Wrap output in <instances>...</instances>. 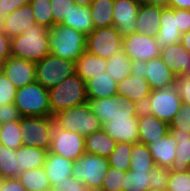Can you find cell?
<instances>
[{
    "label": "cell",
    "instance_id": "b9f144b4",
    "mask_svg": "<svg viewBox=\"0 0 190 191\" xmlns=\"http://www.w3.org/2000/svg\"><path fill=\"white\" fill-rule=\"evenodd\" d=\"M165 191H190V170L185 172L170 171Z\"/></svg>",
    "mask_w": 190,
    "mask_h": 191
},
{
    "label": "cell",
    "instance_id": "f6af8a7d",
    "mask_svg": "<svg viewBox=\"0 0 190 191\" xmlns=\"http://www.w3.org/2000/svg\"><path fill=\"white\" fill-rule=\"evenodd\" d=\"M169 173L170 171L168 168L155 165L151 171V182H149V189L155 191L166 190Z\"/></svg>",
    "mask_w": 190,
    "mask_h": 191
},
{
    "label": "cell",
    "instance_id": "816d5d0a",
    "mask_svg": "<svg viewBox=\"0 0 190 191\" xmlns=\"http://www.w3.org/2000/svg\"><path fill=\"white\" fill-rule=\"evenodd\" d=\"M177 23L181 33L190 31V10L177 9Z\"/></svg>",
    "mask_w": 190,
    "mask_h": 191
},
{
    "label": "cell",
    "instance_id": "9c48e42d",
    "mask_svg": "<svg viewBox=\"0 0 190 191\" xmlns=\"http://www.w3.org/2000/svg\"><path fill=\"white\" fill-rule=\"evenodd\" d=\"M181 103L180 95L173 84L165 88L152 90L142 109L170 124L180 111Z\"/></svg>",
    "mask_w": 190,
    "mask_h": 191
},
{
    "label": "cell",
    "instance_id": "bcb514c9",
    "mask_svg": "<svg viewBox=\"0 0 190 191\" xmlns=\"http://www.w3.org/2000/svg\"><path fill=\"white\" fill-rule=\"evenodd\" d=\"M17 88L13 83L6 77L2 75L0 77V105H6L9 103H14Z\"/></svg>",
    "mask_w": 190,
    "mask_h": 191
},
{
    "label": "cell",
    "instance_id": "603a6c76",
    "mask_svg": "<svg viewBox=\"0 0 190 191\" xmlns=\"http://www.w3.org/2000/svg\"><path fill=\"white\" fill-rule=\"evenodd\" d=\"M160 58L176 76H189L190 53L180 42L161 48Z\"/></svg>",
    "mask_w": 190,
    "mask_h": 191
},
{
    "label": "cell",
    "instance_id": "c3c4849f",
    "mask_svg": "<svg viewBox=\"0 0 190 191\" xmlns=\"http://www.w3.org/2000/svg\"><path fill=\"white\" fill-rule=\"evenodd\" d=\"M27 3L29 0H0V24L10 13Z\"/></svg>",
    "mask_w": 190,
    "mask_h": 191
},
{
    "label": "cell",
    "instance_id": "52a82bcc",
    "mask_svg": "<svg viewBox=\"0 0 190 191\" xmlns=\"http://www.w3.org/2000/svg\"><path fill=\"white\" fill-rule=\"evenodd\" d=\"M109 167L106 157L85 152L74 161L72 177L82 181L91 191H99Z\"/></svg>",
    "mask_w": 190,
    "mask_h": 191
},
{
    "label": "cell",
    "instance_id": "8fae6325",
    "mask_svg": "<svg viewBox=\"0 0 190 191\" xmlns=\"http://www.w3.org/2000/svg\"><path fill=\"white\" fill-rule=\"evenodd\" d=\"M123 37L114 26L93 29L86 36V51L109 59L122 50Z\"/></svg>",
    "mask_w": 190,
    "mask_h": 191
},
{
    "label": "cell",
    "instance_id": "74e56055",
    "mask_svg": "<svg viewBox=\"0 0 190 191\" xmlns=\"http://www.w3.org/2000/svg\"><path fill=\"white\" fill-rule=\"evenodd\" d=\"M134 143L117 142L115 149L107 157L110 167L128 171L130 169L131 149Z\"/></svg>",
    "mask_w": 190,
    "mask_h": 191
},
{
    "label": "cell",
    "instance_id": "9f6ffc18",
    "mask_svg": "<svg viewBox=\"0 0 190 191\" xmlns=\"http://www.w3.org/2000/svg\"><path fill=\"white\" fill-rule=\"evenodd\" d=\"M167 6L173 9L190 10V0H169Z\"/></svg>",
    "mask_w": 190,
    "mask_h": 191
},
{
    "label": "cell",
    "instance_id": "6da1fadb",
    "mask_svg": "<svg viewBox=\"0 0 190 191\" xmlns=\"http://www.w3.org/2000/svg\"><path fill=\"white\" fill-rule=\"evenodd\" d=\"M12 57L39 62L50 54L49 29L34 24L21 35L10 39Z\"/></svg>",
    "mask_w": 190,
    "mask_h": 191
},
{
    "label": "cell",
    "instance_id": "11a10c76",
    "mask_svg": "<svg viewBox=\"0 0 190 191\" xmlns=\"http://www.w3.org/2000/svg\"><path fill=\"white\" fill-rule=\"evenodd\" d=\"M131 70L130 74L140 77V78H145L146 77V62L143 61H131Z\"/></svg>",
    "mask_w": 190,
    "mask_h": 191
},
{
    "label": "cell",
    "instance_id": "ba28073f",
    "mask_svg": "<svg viewBox=\"0 0 190 191\" xmlns=\"http://www.w3.org/2000/svg\"><path fill=\"white\" fill-rule=\"evenodd\" d=\"M75 74V62L49 54L35 63L36 82L50 89Z\"/></svg>",
    "mask_w": 190,
    "mask_h": 191
},
{
    "label": "cell",
    "instance_id": "3957f363",
    "mask_svg": "<svg viewBox=\"0 0 190 191\" xmlns=\"http://www.w3.org/2000/svg\"><path fill=\"white\" fill-rule=\"evenodd\" d=\"M86 36L71 27L55 24L49 29L50 53L76 62L86 51Z\"/></svg>",
    "mask_w": 190,
    "mask_h": 191
},
{
    "label": "cell",
    "instance_id": "5b68a950",
    "mask_svg": "<svg viewBox=\"0 0 190 191\" xmlns=\"http://www.w3.org/2000/svg\"><path fill=\"white\" fill-rule=\"evenodd\" d=\"M54 124L83 137L103 129L101 120L91 111L88 103L81 104L53 116Z\"/></svg>",
    "mask_w": 190,
    "mask_h": 191
},
{
    "label": "cell",
    "instance_id": "7a4b0ae2",
    "mask_svg": "<svg viewBox=\"0 0 190 191\" xmlns=\"http://www.w3.org/2000/svg\"><path fill=\"white\" fill-rule=\"evenodd\" d=\"M52 117L66 109L88 102L86 82L74 74L60 84L48 89Z\"/></svg>",
    "mask_w": 190,
    "mask_h": 191
},
{
    "label": "cell",
    "instance_id": "4fadbf2b",
    "mask_svg": "<svg viewBox=\"0 0 190 191\" xmlns=\"http://www.w3.org/2000/svg\"><path fill=\"white\" fill-rule=\"evenodd\" d=\"M122 50L131 61L143 62L160 57L161 52L156 38L137 32L123 37Z\"/></svg>",
    "mask_w": 190,
    "mask_h": 191
},
{
    "label": "cell",
    "instance_id": "7dc6e473",
    "mask_svg": "<svg viewBox=\"0 0 190 191\" xmlns=\"http://www.w3.org/2000/svg\"><path fill=\"white\" fill-rule=\"evenodd\" d=\"M174 85L178 91L182 103L190 105V77L185 75H177Z\"/></svg>",
    "mask_w": 190,
    "mask_h": 191
},
{
    "label": "cell",
    "instance_id": "d590c367",
    "mask_svg": "<svg viewBox=\"0 0 190 191\" xmlns=\"http://www.w3.org/2000/svg\"><path fill=\"white\" fill-rule=\"evenodd\" d=\"M20 120L0 125V143L10 149L17 150L23 145Z\"/></svg>",
    "mask_w": 190,
    "mask_h": 191
},
{
    "label": "cell",
    "instance_id": "94428289",
    "mask_svg": "<svg viewBox=\"0 0 190 191\" xmlns=\"http://www.w3.org/2000/svg\"><path fill=\"white\" fill-rule=\"evenodd\" d=\"M5 74V61H0V77Z\"/></svg>",
    "mask_w": 190,
    "mask_h": 191
},
{
    "label": "cell",
    "instance_id": "ab89813d",
    "mask_svg": "<svg viewBox=\"0 0 190 191\" xmlns=\"http://www.w3.org/2000/svg\"><path fill=\"white\" fill-rule=\"evenodd\" d=\"M29 3L32 7L36 23L51 29L55 24L51 13L50 0H31Z\"/></svg>",
    "mask_w": 190,
    "mask_h": 191
},
{
    "label": "cell",
    "instance_id": "8992f818",
    "mask_svg": "<svg viewBox=\"0 0 190 191\" xmlns=\"http://www.w3.org/2000/svg\"><path fill=\"white\" fill-rule=\"evenodd\" d=\"M91 111L101 120L102 125L109 123L111 118L137 117L142 109L130 98L114 95L107 98H88Z\"/></svg>",
    "mask_w": 190,
    "mask_h": 191
},
{
    "label": "cell",
    "instance_id": "e575fe53",
    "mask_svg": "<svg viewBox=\"0 0 190 191\" xmlns=\"http://www.w3.org/2000/svg\"><path fill=\"white\" fill-rule=\"evenodd\" d=\"M131 59L123 50L107 59L106 70L114 81H122L130 74Z\"/></svg>",
    "mask_w": 190,
    "mask_h": 191
},
{
    "label": "cell",
    "instance_id": "cb8c5ba5",
    "mask_svg": "<svg viewBox=\"0 0 190 191\" xmlns=\"http://www.w3.org/2000/svg\"><path fill=\"white\" fill-rule=\"evenodd\" d=\"M146 77L152 90H157L174 84L176 75L160 57L146 61Z\"/></svg>",
    "mask_w": 190,
    "mask_h": 191
},
{
    "label": "cell",
    "instance_id": "db71d44e",
    "mask_svg": "<svg viewBox=\"0 0 190 191\" xmlns=\"http://www.w3.org/2000/svg\"><path fill=\"white\" fill-rule=\"evenodd\" d=\"M10 53V39L2 32L0 28V61H5Z\"/></svg>",
    "mask_w": 190,
    "mask_h": 191
},
{
    "label": "cell",
    "instance_id": "8d00e7d4",
    "mask_svg": "<svg viewBox=\"0 0 190 191\" xmlns=\"http://www.w3.org/2000/svg\"><path fill=\"white\" fill-rule=\"evenodd\" d=\"M16 150L6 147L0 143V178H18L19 170L17 169L18 161Z\"/></svg>",
    "mask_w": 190,
    "mask_h": 191
},
{
    "label": "cell",
    "instance_id": "f35d334b",
    "mask_svg": "<svg viewBox=\"0 0 190 191\" xmlns=\"http://www.w3.org/2000/svg\"><path fill=\"white\" fill-rule=\"evenodd\" d=\"M151 172L126 171L122 191H148Z\"/></svg>",
    "mask_w": 190,
    "mask_h": 191
},
{
    "label": "cell",
    "instance_id": "60d3db41",
    "mask_svg": "<svg viewBox=\"0 0 190 191\" xmlns=\"http://www.w3.org/2000/svg\"><path fill=\"white\" fill-rule=\"evenodd\" d=\"M126 171L109 167L99 191H122Z\"/></svg>",
    "mask_w": 190,
    "mask_h": 191
},
{
    "label": "cell",
    "instance_id": "9a60e30c",
    "mask_svg": "<svg viewBox=\"0 0 190 191\" xmlns=\"http://www.w3.org/2000/svg\"><path fill=\"white\" fill-rule=\"evenodd\" d=\"M5 75L18 89L36 81L35 62L9 56L5 60Z\"/></svg>",
    "mask_w": 190,
    "mask_h": 191
},
{
    "label": "cell",
    "instance_id": "4316f807",
    "mask_svg": "<svg viewBox=\"0 0 190 191\" xmlns=\"http://www.w3.org/2000/svg\"><path fill=\"white\" fill-rule=\"evenodd\" d=\"M107 59L85 51L75 62V74H78L85 82L105 72Z\"/></svg>",
    "mask_w": 190,
    "mask_h": 191
},
{
    "label": "cell",
    "instance_id": "484cf974",
    "mask_svg": "<svg viewBox=\"0 0 190 191\" xmlns=\"http://www.w3.org/2000/svg\"><path fill=\"white\" fill-rule=\"evenodd\" d=\"M49 151L40 149L34 146L22 145L16 150V156L18 161L17 169L19 170V176L26 170L36 169L43 167L46 157Z\"/></svg>",
    "mask_w": 190,
    "mask_h": 191
},
{
    "label": "cell",
    "instance_id": "4dcf8cb0",
    "mask_svg": "<svg viewBox=\"0 0 190 191\" xmlns=\"http://www.w3.org/2000/svg\"><path fill=\"white\" fill-rule=\"evenodd\" d=\"M62 25L71 27L85 35L90 34L94 29V25L89 6L75 4Z\"/></svg>",
    "mask_w": 190,
    "mask_h": 191
},
{
    "label": "cell",
    "instance_id": "d6a6232c",
    "mask_svg": "<svg viewBox=\"0 0 190 191\" xmlns=\"http://www.w3.org/2000/svg\"><path fill=\"white\" fill-rule=\"evenodd\" d=\"M130 169L132 171L151 172L156 165L146 144L134 143L131 149Z\"/></svg>",
    "mask_w": 190,
    "mask_h": 191
},
{
    "label": "cell",
    "instance_id": "f5cc1de1",
    "mask_svg": "<svg viewBox=\"0 0 190 191\" xmlns=\"http://www.w3.org/2000/svg\"><path fill=\"white\" fill-rule=\"evenodd\" d=\"M1 191H27L18 178L2 179Z\"/></svg>",
    "mask_w": 190,
    "mask_h": 191
},
{
    "label": "cell",
    "instance_id": "d4e9b609",
    "mask_svg": "<svg viewBox=\"0 0 190 191\" xmlns=\"http://www.w3.org/2000/svg\"><path fill=\"white\" fill-rule=\"evenodd\" d=\"M176 139L168 132L164 137L147 144L156 165L170 168L175 160Z\"/></svg>",
    "mask_w": 190,
    "mask_h": 191
},
{
    "label": "cell",
    "instance_id": "6f0895ef",
    "mask_svg": "<svg viewBox=\"0 0 190 191\" xmlns=\"http://www.w3.org/2000/svg\"><path fill=\"white\" fill-rule=\"evenodd\" d=\"M180 43L190 53V31L182 33Z\"/></svg>",
    "mask_w": 190,
    "mask_h": 191
},
{
    "label": "cell",
    "instance_id": "1f68e13d",
    "mask_svg": "<svg viewBox=\"0 0 190 191\" xmlns=\"http://www.w3.org/2000/svg\"><path fill=\"white\" fill-rule=\"evenodd\" d=\"M114 0H93L89 6L94 29L113 26Z\"/></svg>",
    "mask_w": 190,
    "mask_h": 191
},
{
    "label": "cell",
    "instance_id": "6125c7cd",
    "mask_svg": "<svg viewBox=\"0 0 190 191\" xmlns=\"http://www.w3.org/2000/svg\"><path fill=\"white\" fill-rule=\"evenodd\" d=\"M1 187H2V179L0 178V191H1Z\"/></svg>",
    "mask_w": 190,
    "mask_h": 191
},
{
    "label": "cell",
    "instance_id": "2e32d148",
    "mask_svg": "<svg viewBox=\"0 0 190 191\" xmlns=\"http://www.w3.org/2000/svg\"><path fill=\"white\" fill-rule=\"evenodd\" d=\"M37 24L30 3L22 5L10 13L7 18L0 24L2 32L12 39L17 35H21L30 26Z\"/></svg>",
    "mask_w": 190,
    "mask_h": 191
},
{
    "label": "cell",
    "instance_id": "e0dca14e",
    "mask_svg": "<svg viewBox=\"0 0 190 191\" xmlns=\"http://www.w3.org/2000/svg\"><path fill=\"white\" fill-rule=\"evenodd\" d=\"M103 129L116 142L139 143L138 116L111 118Z\"/></svg>",
    "mask_w": 190,
    "mask_h": 191
},
{
    "label": "cell",
    "instance_id": "277c9868",
    "mask_svg": "<svg viewBox=\"0 0 190 191\" xmlns=\"http://www.w3.org/2000/svg\"><path fill=\"white\" fill-rule=\"evenodd\" d=\"M14 105L21 117H52L48 89L36 81L17 89Z\"/></svg>",
    "mask_w": 190,
    "mask_h": 191
},
{
    "label": "cell",
    "instance_id": "d6986e66",
    "mask_svg": "<svg viewBox=\"0 0 190 191\" xmlns=\"http://www.w3.org/2000/svg\"><path fill=\"white\" fill-rule=\"evenodd\" d=\"M139 143L149 144L169 132V124L141 109L138 114Z\"/></svg>",
    "mask_w": 190,
    "mask_h": 191
},
{
    "label": "cell",
    "instance_id": "7402d4cb",
    "mask_svg": "<svg viewBox=\"0 0 190 191\" xmlns=\"http://www.w3.org/2000/svg\"><path fill=\"white\" fill-rule=\"evenodd\" d=\"M152 89L145 78H140L129 74L117 84V94L130 98L139 106L146 104Z\"/></svg>",
    "mask_w": 190,
    "mask_h": 191
},
{
    "label": "cell",
    "instance_id": "91938a15",
    "mask_svg": "<svg viewBox=\"0 0 190 191\" xmlns=\"http://www.w3.org/2000/svg\"><path fill=\"white\" fill-rule=\"evenodd\" d=\"M92 1L93 0H74V3L78 4L79 6H90Z\"/></svg>",
    "mask_w": 190,
    "mask_h": 191
},
{
    "label": "cell",
    "instance_id": "836d02e7",
    "mask_svg": "<svg viewBox=\"0 0 190 191\" xmlns=\"http://www.w3.org/2000/svg\"><path fill=\"white\" fill-rule=\"evenodd\" d=\"M18 179L27 191H52L44 167L26 170Z\"/></svg>",
    "mask_w": 190,
    "mask_h": 191
},
{
    "label": "cell",
    "instance_id": "681fc988",
    "mask_svg": "<svg viewBox=\"0 0 190 191\" xmlns=\"http://www.w3.org/2000/svg\"><path fill=\"white\" fill-rule=\"evenodd\" d=\"M21 116L14 103L0 105V125L20 120Z\"/></svg>",
    "mask_w": 190,
    "mask_h": 191
},
{
    "label": "cell",
    "instance_id": "5bb4252c",
    "mask_svg": "<svg viewBox=\"0 0 190 191\" xmlns=\"http://www.w3.org/2000/svg\"><path fill=\"white\" fill-rule=\"evenodd\" d=\"M140 0H114L113 26L122 37L135 32L136 16L140 7Z\"/></svg>",
    "mask_w": 190,
    "mask_h": 191
},
{
    "label": "cell",
    "instance_id": "680465c9",
    "mask_svg": "<svg viewBox=\"0 0 190 191\" xmlns=\"http://www.w3.org/2000/svg\"><path fill=\"white\" fill-rule=\"evenodd\" d=\"M142 3L167 6L169 0H140Z\"/></svg>",
    "mask_w": 190,
    "mask_h": 191
},
{
    "label": "cell",
    "instance_id": "f546056e",
    "mask_svg": "<svg viewBox=\"0 0 190 191\" xmlns=\"http://www.w3.org/2000/svg\"><path fill=\"white\" fill-rule=\"evenodd\" d=\"M84 144L86 153L107 158L115 149L117 142L101 129L86 136Z\"/></svg>",
    "mask_w": 190,
    "mask_h": 191
},
{
    "label": "cell",
    "instance_id": "44dd1931",
    "mask_svg": "<svg viewBox=\"0 0 190 191\" xmlns=\"http://www.w3.org/2000/svg\"><path fill=\"white\" fill-rule=\"evenodd\" d=\"M161 5L140 4L138 14L136 16L135 32L147 34L156 38L160 29Z\"/></svg>",
    "mask_w": 190,
    "mask_h": 191
},
{
    "label": "cell",
    "instance_id": "f907efd6",
    "mask_svg": "<svg viewBox=\"0 0 190 191\" xmlns=\"http://www.w3.org/2000/svg\"><path fill=\"white\" fill-rule=\"evenodd\" d=\"M54 191H91L82 181L68 177L67 181L59 184Z\"/></svg>",
    "mask_w": 190,
    "mask_h": 191
},
{
    "label": "cell",
    "instance_id": "83f0119b",
    "mask_svg": "<svg viewBox=\"0 0 190 191\" xmlns=\"http://www.w3.org/2000/svg\"><path fill=\"white\" fill-rule=\"evenodd\" d=\"M170 134L176 139L174 163L169 168L173 172L190 170V133H179L176 129H169Z\"/></svg>",
    "mask_w": 190,
    "mask_h": 191
},
{
    "label": "cell",
    "instance_id": "ac0fdd59",
    "mask_svg": "<svg viewBox=\"0 0 190 191\" xmlns=\"http://www.w3.org/2000/svg\"><path fill=\"white\" fill-rule=\"evenodd\" d=\"M181 35L177 23V9L162 6L160 29L156 36L160 48L179 43Z\"/></svg>",
    "mask_w": 190,
    "mask_h": 191
},
{
    "label": "cell",
    "instance_id": "7c38bea8",
    "mask_svg": "<svg viewBox=\"0 0 190 191\" xmlns=\"http://www.w3.org/2000/svg\"><path fill=\"white\" fill-rule=\"evenodd\" d=\"M85 137L53 125L50 152L76 161L85 153Z\"/></svg>",
    "mask_w": 190,
    "mask_h": 191
},
{
    "label": "cell",
    "instance_id": "ee69618b",
    "mask_svg": "<svg viewBox=\"0 0 190 191\" xmlns=\"http://www.w3.org/2000/svg\"><path fill=\"white\" fill-rule=\"evenodd\" d=\"M54 24H62L75 5L74 0H50Z\"/></svg>",
    "mask_w": 190,
    "mask_h": 191
},
{
    "label": "cell",
    "instance_id": "ffe728a7",
    "mask_svg": "<svg viewBox=\"0 0 190 191\" xmlns=\"http://www.w3.org/2000/svg\"><path fill=\"white\" fill-rule=\"evenodd\" d=\"M73 166L74 161L51 153L50 151L48 152L43 167L48 176L52 191H54L59 184L67 181L68 177H72Z\"/></svg>",
    "mask_w": 190,
    "mask_h": 191
},
{
    "label": "cell",
    "instance_id": "7bdbcfd3",
    "mask_svg": "<svg viewBox=\"0 0 190 191\" xmlns=\"http://www.w3.org/2000/svg\"><path fill=\"white\" fill-rule=\"evenodd\" d=\"M169 129H176L179 133H190V105L181 103L180 111L170 122Z\"/></svg>",
    "mask_w": 190,
    "mask_h": 191
},
{
    "label": "cell",
    "instance_id": "30bf717a",
    "mask_svg": "<svg viewBox=\"0 0 190 191\" xmlns=\"http://www.w3.org/2000/svg\"><path fill=\"white\" fill-rule=\"evenodd\" d=\"M53 125V117H21L23 145L50 151Z\"/></svg>",
    "mask_w": 190,
    "mask_h": 191
},
{
    "label": "cell",
    "instance_id": "f1b7e54d",
    "mask_svg": "<svg viewBox=\"0 0 190 191\" xmlns=\"http://www.w3.org/2000/svg\"><path fill=\"white\" fill-rule=\"evenodd\" d=\"M117 82L107 72L86 81L87 98H107L117 95Z\"/></svg>",
    "mask_w": 190,
    "mask_h": 191
}]
</instances>
